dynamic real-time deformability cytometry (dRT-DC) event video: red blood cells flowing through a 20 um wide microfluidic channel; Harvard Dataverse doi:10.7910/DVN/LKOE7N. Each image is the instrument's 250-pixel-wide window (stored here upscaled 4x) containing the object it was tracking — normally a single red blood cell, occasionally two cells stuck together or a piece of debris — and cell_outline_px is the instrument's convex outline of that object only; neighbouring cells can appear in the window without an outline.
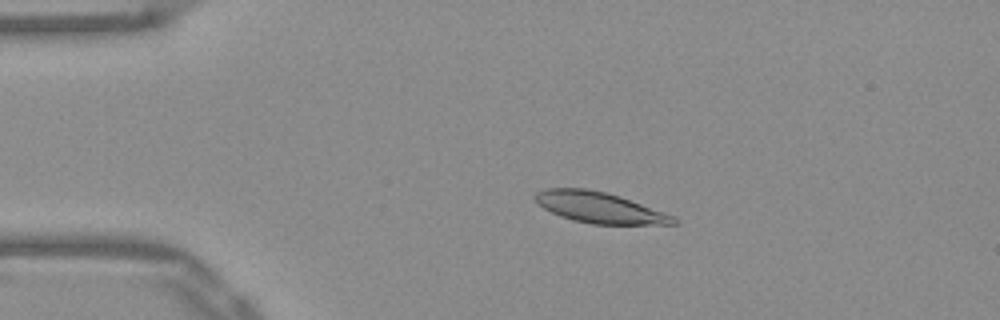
{"species": "Egyptian fruit bat (a non-hibernating species)", "species_latin": "Rousettus aegyptiacus", "temperature_condition": "warm", "stored_images_in_passage": 53, "camera_frame_rate_fps": 3000, "um_per_image_px": 0.085, "frame": {"image": 1, "passage_image": 11, "time_ms": 3.333, "image_size_px": [1000, 320], "cell_outline_px": [[676, 224], [592, 224], [572, 220], [560, 216], [544, 208], [532, 196], [536, 192], [544, 188], [588, 188], [620, 196], [672, 216], [676, 220]], "centroid_in_image_um": [50.87, 17.63], "position_along_channel_um": 34.1, "area_um2": 24.51}}
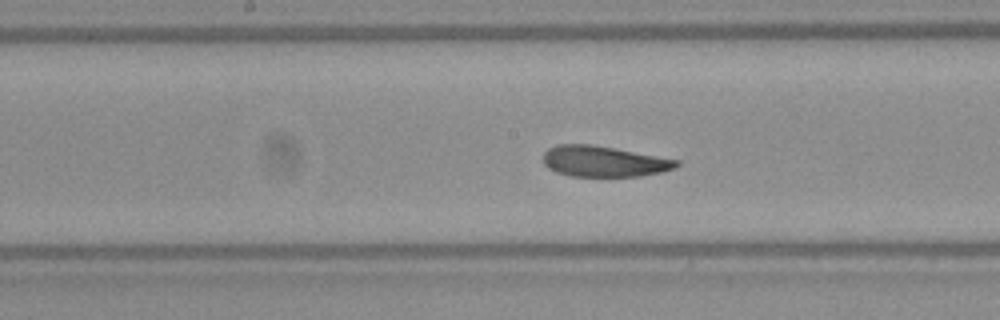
{"frame": {"image": 2, "passage_image": 27, "time_ms": 8.667, "image_size_px": [1000, 320], "cell_outline_px": [[680, 164], [676, 168], [664, 172], [640, 176], [568, 176], [556, 172], [548, 168], [544, 164], [544, 152], [548, 148], [560, 144], [592, 144], [680, 160]], "centroid_in_image_um": [51.35, 13.72], "position_along_channel_um": 196.9, "area_um2": 24.04}}
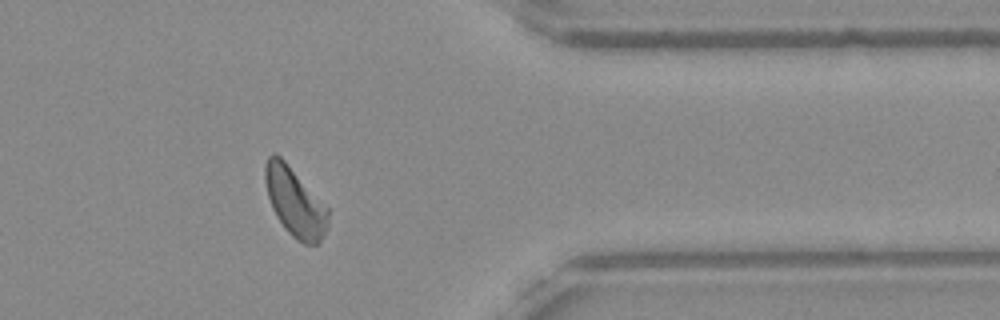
{"frame": {"image": 3, "passage_image": 43, "time_ms": 14.0, "image_size_px": [1000, 320], "cell_outline_px": [[328, 224], [320, 240], [316, 244], [304, 244], [296, 240], [284, 228], [276, 216], [272, 208], [268, 196], [264, 180], [264, 168], [268, 156], [280, 156], [284, 160], [328, 208]], "centroid_in_image_um": [25.05, 17.2], "position_along_channel_um": 386.4, "area_um2": 24.8}, "authors_computed_cell_mechanics": {"area_um2": 24.7384, "velocity_mm_per_s": 3.8591, "shape_relaxation_time_tau1_ms": 3.5119, "shape_relaxation_time_tau2_ms": 1.6744, "deformation_change_tau1": 0.1273, "deformation_change_tau2": 0.0707}}